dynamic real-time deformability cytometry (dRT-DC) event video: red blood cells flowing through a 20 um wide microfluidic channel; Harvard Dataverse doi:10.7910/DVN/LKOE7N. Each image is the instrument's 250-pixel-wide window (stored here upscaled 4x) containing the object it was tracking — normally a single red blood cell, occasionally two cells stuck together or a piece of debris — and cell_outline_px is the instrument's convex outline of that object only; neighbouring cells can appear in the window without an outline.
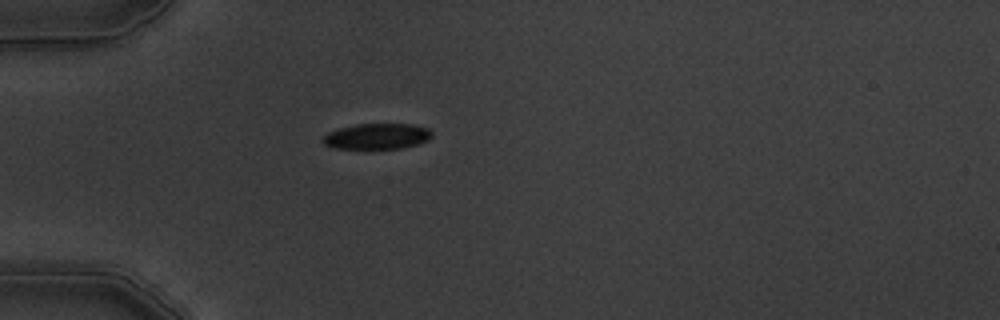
{"species": "common noctule bat (a hibernating species)", "species_latin": "Nyctalus noctula", "temperature_condition": "warm", "stored_images_in_passage": 1, "camera_frame_rate_fps": 3000, "um_per_image_px": 0.085, "animal": {"sex": "male", "body_mass_g": 19.5, "forearm_length_mm": 54.6}, "frame": {"image": 1, "passage_image": 1, "time_ms": 0.0, "image_size_px": [1000, 320], "cell_outline_px": [[432, 136], [428, 140], [416, 144], [400, 148], [336, 148], [324, 144], [320, 140], [328, 132], [340, 128], [356, 124], [412, 124], [428, 128], [432, 132]], "centroid_in_image_um": [32.04, 11.57], "position_along_channel_um": 53.0, "area_um2": 16.18}}